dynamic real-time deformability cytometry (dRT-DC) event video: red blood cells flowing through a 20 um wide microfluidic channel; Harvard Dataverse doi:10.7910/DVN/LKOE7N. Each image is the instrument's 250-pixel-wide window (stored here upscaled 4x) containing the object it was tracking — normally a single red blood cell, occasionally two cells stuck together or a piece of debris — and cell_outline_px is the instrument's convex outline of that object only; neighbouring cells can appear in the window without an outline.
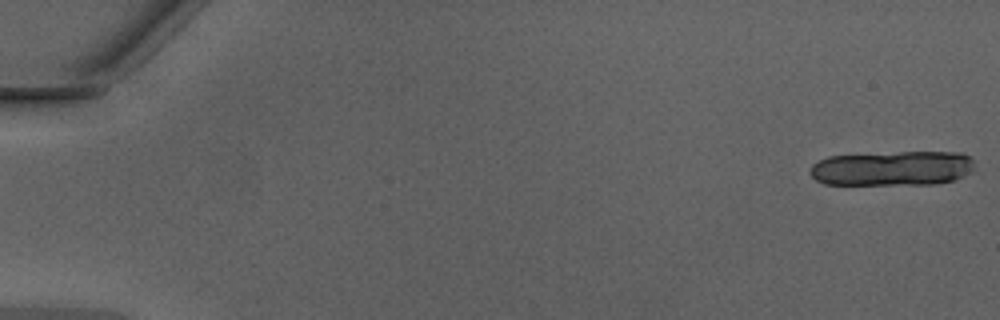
{"species": "Egyptian fruit bat (a non-hibernating species)", "species_latin": "Rousettus aegyptiacus", "temperature_condition": "warm", "stored_images_in_passage": 20, "camera_frame_rate_fps": 3000, "um_per_image_px": 0.085, "animal": {"sex": "male"}, "frame": {"image": 1, "passage_image": 1, "time_ms": 0.0, "image_size_px": [1000, 320], "cell_outline_px": [[972, 172], [952, 180], [936, 184], [824, 184], [816, 180], [808, 172], [812, 164], [828, 156], [900, 152], [960, 152], [968, 156], [972, 160]], "centroid_in_image_um": [75.82, 14.3], "position_along_channel_um": 9.2, "area_um2": 33.23}}
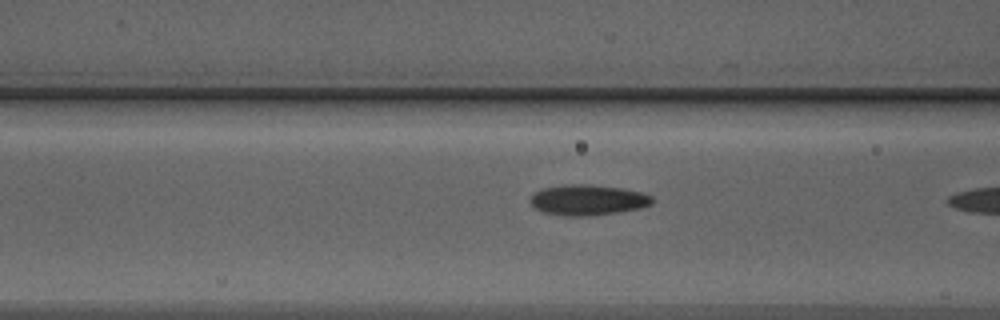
{"frame": {"image": 2, "passage_image": 19, "time_ms": 6.0, "image_size_px": [1000, 320], "cell_outline_px": [[656, 200], [652, 204], [640, 208], [620, 212], [588, 216], [564, 216], [544, 212], [536, 208], [532, 204], [532, 192], [540, 188], [572, 184], [588, 184], [620, 188], [640, 192], [652, 196]], "centroid_in_image_um": [49.99, 17.0], "position_along_channel_um": 116.6, "area_um2": 21.73}}